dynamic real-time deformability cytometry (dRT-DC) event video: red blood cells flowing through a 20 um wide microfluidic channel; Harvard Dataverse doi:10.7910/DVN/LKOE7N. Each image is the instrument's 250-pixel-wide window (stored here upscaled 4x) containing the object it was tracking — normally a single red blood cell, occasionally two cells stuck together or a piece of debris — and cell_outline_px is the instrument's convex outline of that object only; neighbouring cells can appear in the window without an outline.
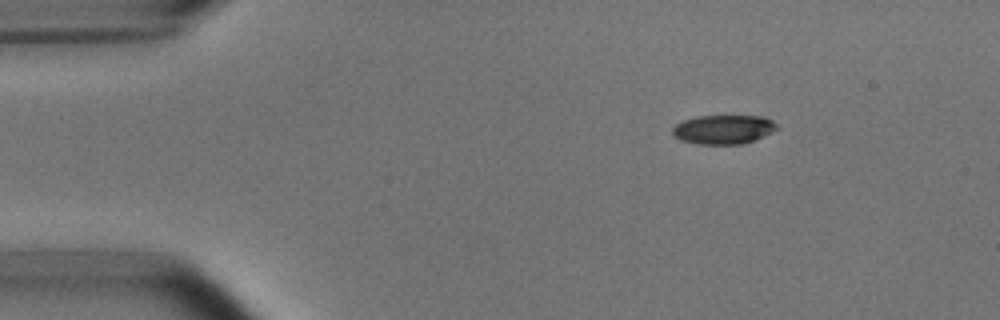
{"species": "common noctule bat (a hibernating species)", "species_latin": "Nyctalus noctula", "temperature_condition": "room temperature", "stored_images_in_passage": 46, "camera_frame_rate_fps": 3000, "um_per_image_px": 0.085, "animal": {"sex": "male", "body_mass_g": 15.6}, "frame": {"image": 1, "passage_image": 1, "time_ms": 0.0, "image_size_px": [1000, 320], "cell_outline_px": [[780, 128], [772, 132], [744, 144], [700, 144], [680, 140], [672, 136], [672, 128], [676, 124], [684, 120], [696, 116], [764, 116], [772, 120]], "centroid_in_image_um": [61.49, 11.0], "position_along_channel_um": 23.5, "area_um2": 17.8}}
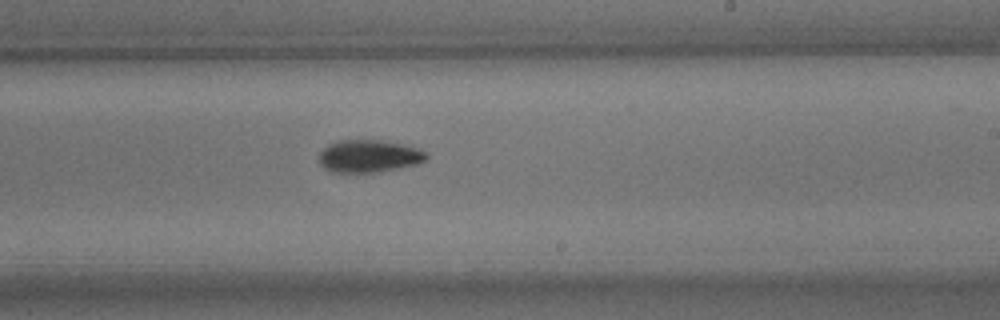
{"frame": {"image": 2, "passage_image": 25, "time_ms": 8.0, "image_size_px": [1000, 320], "cell_outline_px": [[428, 156], [424, 160], [416, 164], [376, 172], [332, 172], [324, 168], [320, 164], [320, 152], [328, 144], [340, 140], [388, 140], [404, 144], [428, 152]], "centroid_in_image_um": [31.36, 13.25], "position_along_channel_um": 257.6, "area_um2": 20.29}}
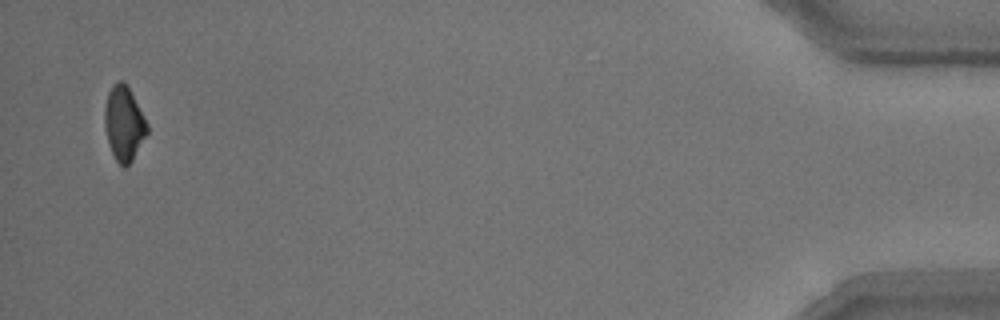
{"frame": {"image": 3, "passage_image": 45, "time_ms": 14.667, "image_size_px": [1000, 320], "cell_outline_px": [[148, 132], [132, 160], [124, 168], [116, 160], [112, 152], [108, 140], [104, 124], [104, 108], [108, 92], [112, 84], [120, 80], [124, 80], [148, 124]], "centroid_in_image_um": [10.52, 10.47], "position_along_channel_um": 424.7, "area_um2": 18.21}, "authors_computed_cell_mechanics": {"area_um2": 19.363, "velocity_mm_per_s": 3.7655, "shape_relaxation_time_tau1_ms": 2.5731, "shape_relaxation_time_tau2_ms": 7.9957, "deformation_change_tau1": 0.1352, "deformation_change_tau2": 0.13}}